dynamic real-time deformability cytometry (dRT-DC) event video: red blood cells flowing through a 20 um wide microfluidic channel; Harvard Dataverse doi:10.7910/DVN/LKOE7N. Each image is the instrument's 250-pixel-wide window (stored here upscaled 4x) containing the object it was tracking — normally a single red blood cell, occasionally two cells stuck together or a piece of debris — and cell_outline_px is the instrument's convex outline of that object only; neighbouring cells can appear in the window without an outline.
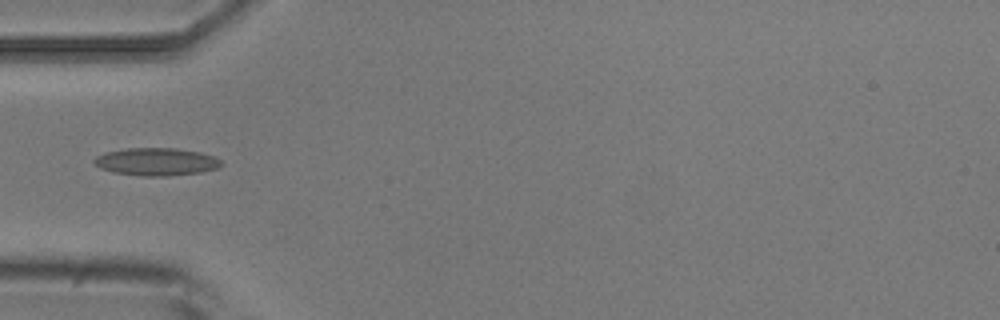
{"species": "common noctule bat (a hibernating species)", "species_latin": "Nyctalus noctula", "temperature_condition": "room temperature", "stored_images_in_passage": 5, "camera_frame_rate_fps": 3000, "um_per_image_px": 0.085, "animal": {"sex": "male", "body_mass_g": 20.5, "forearm_length_mm": 52.5}, "frame": {"image": 1, "passage_image": 4, "time_ms": 3.667, "image_size_px": [1000, 320], "cell_outline_px": [[224, 164], [216, 168], [200, 172], [168, 176], [140, 176], [112, 172], [100, 168], [92, 164], [92, 160], [96, 156], [104, 152], [128, 148], [176, 148], [200, 152], [216, 156]], "centroid_in_image_um": [13.25, 13.74], "position_along_channel_um": 71.7, "area_um2": 20.75}}
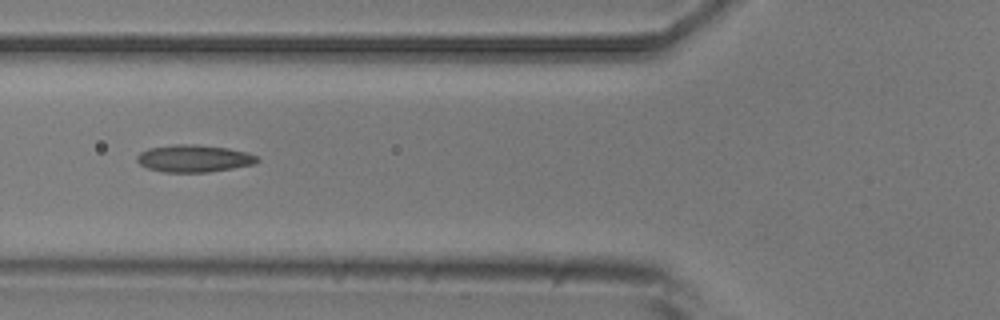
{"frame": {"image": 2, "passage_image": 5, "time_ms": 4.667, "image_size_px": [1000, 320], "cell_outline_px": [[260, 160], [256, 164], [208, 172], [164, 172], [148, 168], [140, 164], [136, 160], [136, 156], [140, 152], [148, 148], [172, 144], [196, 144], [228, 148], [248, 152], [256, 156]], "centroid_in_image_um": [16.48, 13.46], "position_along_channel_um": 109.3, "area_um2": 19.25}}